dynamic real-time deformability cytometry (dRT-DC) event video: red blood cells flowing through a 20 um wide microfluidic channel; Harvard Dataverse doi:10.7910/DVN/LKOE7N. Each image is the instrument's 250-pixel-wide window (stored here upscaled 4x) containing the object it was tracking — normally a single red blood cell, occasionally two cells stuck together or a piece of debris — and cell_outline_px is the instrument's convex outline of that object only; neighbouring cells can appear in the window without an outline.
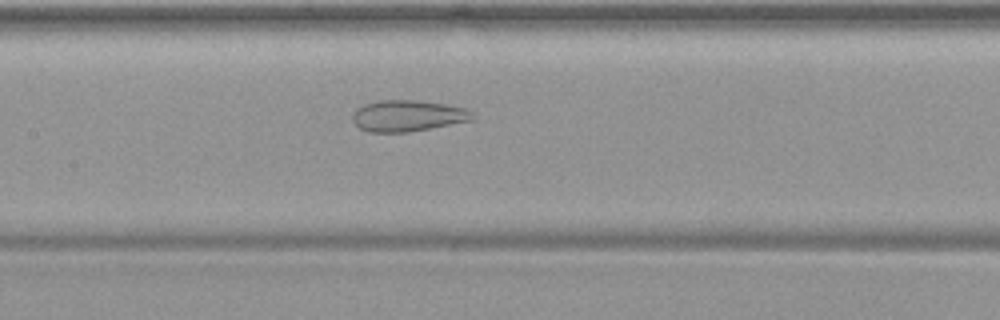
{"species": "common noctule bat (a hibernating species)", "species_latin": "Nyctalus noctula", "temperature_condition": "warm", "stored_images_in_passage": 51, "camera_frame_rate_fps": 3000, "um_per_image_px": 0.085, "animal": {"sex": "female", "body_mass_g": 19.9}, "frame": {"image": 1, "passage_image": 25, "time_ms": 8.0, "image_size_px": [1000, 320], "cell_outline_px": [[476, 120], [408, 132], [368, 132], [360, 128], [352, 120], [352, 116], [356, 108], [364, 104], [380, 100], [416, 100], [448, 104], [464, 108], [472, 112], [476, 116]], "centroid_in_image_um": [34.69, 9.84], "position_along_channel_um": 172.7, "area_um2": 22.08}}
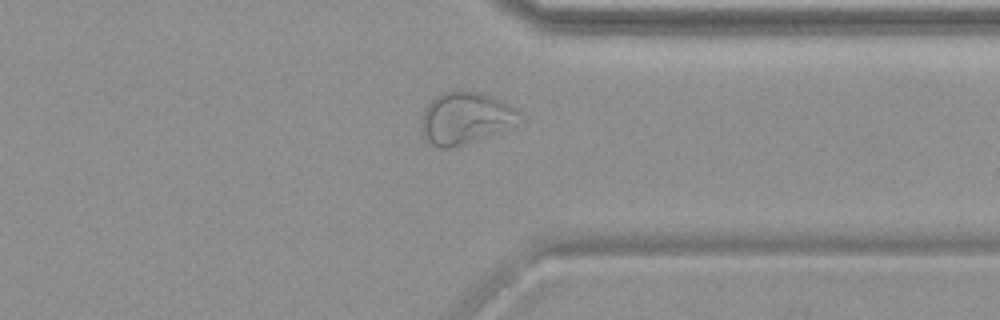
{"frame": {"image": 2, "passage_image": 40, "time_ms": 13.0, "image_size_px": [1000, 320], "cell_outline_px": [[524, 120], [516, 124], [496, 132], [464, 144], [448, 148], [440, 148], [428, 144], [420, 128], [420, 120], [424, 108], [436, 96], [444, 92], [484, 92], [516, 108], [520, 112]], "centroid_in_image_um": [39.54, 10.04], "position_along_channel_um": 371.9, "area_um2": 29.59}}
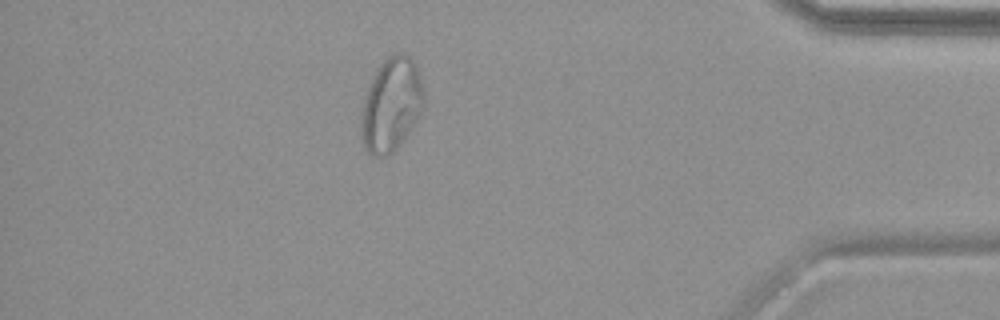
{"frame": {"image": 3, "passage_image": 45, "time_ms": 14.667, "image_size_px": [1000, 320], "cell_outline_px": [[424, 104], [416, 120], [400, 144], [388, 156], [372, 156], [364, 148], [360, 136], [360, 112], [368, 84], [376, 68], [388, 56], [400, 52], [404, 52], [412, 60], [420, 76], [424, 92]], "centroid_in_image_um": [33.21, 8.9], "position_along_channel_um": 402.0, "area_um2": 34.45}}